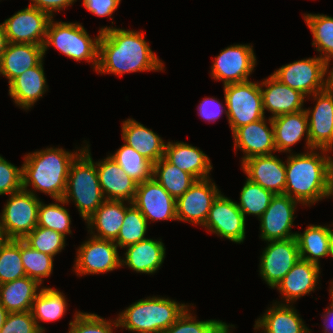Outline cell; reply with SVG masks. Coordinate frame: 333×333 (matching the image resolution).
<instances>
[{"label":"cell","instance_id":"cell-1","mask_svg":"<svg viewBox=\"0 0 333 333\" xmlns=\"http://www.w3.org/2000/svg\"><path fill=\"white\" fill-rule=\"evenodd\" d=\"M100 31L96 70L99 73L122 75L164 69L161 60L144 40L143 33L107 26Z\"/></svg>","mask_w":333,"mask_h":333},{"label":"cell","instance_id":"cell-2","mask_svg":"<svg viewBox=\"0 0 333 333\" xmlns=\"http://www.w3.org/2000/svg\"><path fill=\"white\" fill-rule=\"evenodd\" d=\"M312 149L309 153L290 154L286 166L285 195L303 205L333 196V160Z\"/></svg>","mask_w":333,"mask_h":333},{"label":"cell","instance_id":"cell-3","mask_svg":"<svg viewBox=\"0 0 333 333\" xmlns=\"http://www.w3.org/2000/svg\"><path fill=\"white\" fill-rule=\"evenodd\" d=\"M80 152H68L60 148L29 153L24 158L23 189L29 185L35 190L50 195L53 199H61L66 190L69 167Z\"/></svg>","mask_w":333,"mask_h":333},{"label":"cell","instance_id":"cell-4","mask_svg":"<svg viewBox=\"0 0 333 333\" xmlns=\"http://www.w3.org/2000/svg\"><path fill=\"white\" fill-rule=\"evenodd\" d=\"M89 146L80 149V153L72 161L66 183V190L56 202L68 204L73 199L81 217L86 221L105 201L95 162H93Z\"/></svg>","mask_w":333,"mask_h":333},{"label":"cell","instance_id":"cell-5","mask_svg":"<svg viewBox=\"0 0 333 333\" xmlns=\"http://www.w3.org/2000/svg\"><path fill=\"white\" fill-rule=\"evenodd\" d=\"M188 306L158 296L141 299L120 313L118 327L137 333H163Z\"/></svg>","mask_w":333,"mask_h":333},{"label":"cell","instance_id":"cell-6","mask_svg":"<svg viewBox=\"0 0 333 333\" xmlns=\"http://www.w3.org/2000/svg\"><path fill=\"white\" fill-rule=\"evenodd\" d=\"M99 31L98 37L91 39L87 31L80 23L53 22L50 20L46 38L43 44L45 55L49 45L55 46L61 53L76 61L87 60L92 62L95 71L98 67L99 53Z\"/></svg>","mask_w":333,"mask_h":333},{"label":"cell","instance_id":"cell-7","mask_svg":"<svg viewBox=\"0 0 333 333\" xmlns=\"http://www.w3.org/2000/svg\"><path fill=\"white\" fill-rule=\"evenodd\" d=\"M224 95L229 125L232 133L243 125L264 118L261 86L246 81L224 85Z\"/></svg>","mask_w":333,"mask_h":333},{"label":"cell","instance_id":"cell-8","mask_svg":"<svg viewBox=\"0 0 333 333\" xmlns=\"http://www.w3.org/2000/svg\"><path fill=\"white\" fill-rule=\"evenodd\" d=\"M33 191L12 193L4 205L0 221L8 239H24L37 226L41 201Z\"/></svg>","mask_w":333,"mask_h":333},{"label":"cell","instance_id":"cell-9","mask_svg":"<svg viewBox=\"0 0 333 333\" xmlns=\"http://www.w3.org/2000/svg\"><path fill=\"white\" fill-rule=\"evenodd\" d=\"M328 63L319 56L302 59L284 65L272 75L282 84L300 91L303 95L314 94L327 88Z\"/></svg>","mask_w":333,"mask_h":333},{"label":"cell","instance_id":"cell-10","mask_svg":"<svg viewBox=\"0 0 333 333\" xmlns=\"http://www.w3.org/2000/svg\"><path fill=\"white\" fill-rule=\"evenodd\" d=\"M52 17L33 6L18 11L3 22L8 43L44 44Z\"/></svg>","mask_w":333,"mask_h":333},{"label":"cell","instance_id":"cell-11","mask_svg":"<svg viewBox=\"0 0 333 333\" xmlns=\"http://www.w3.org/2000/svg\"><path fill=\"white\" fill-rule=\"evenodd\" d=\"M256 65V56L251 45H231L216 56L211 75L222 80L224 85L249 81Z\"/></svg>","mask_w":333,"mask_h":333},{"label":"cell","instance_id":"cell-12","mask_svg":"<svg viewBox=\"0 0 333 333\" xmlns=\"http://www.w3.org/2000/svg\"><path fill=\"white\" fill-rule=\"evenodd\" d=\"M113 240L98 239L93 236L78 249L75 261L77 275L100 274L113 271L121 266V258Z\"/></svg>","mask_w":333,"mask_h":333},{"label":"cell","instance_id":"cell-13","mask_svg":"<svg viewBox=\"0 0 333 333\" xmlns=\"http://www.w3.org/2000/svg\"><path fill=\"white\" fill-rule=\"evenodd\" d=\"M270 242V243H269ZM260 258V275L274 288L300 259L296 237L268 241Z\"/></svg>","mask_w":333,"mask_h":333},{"label":"cell","instance_id":"cell-14","mask_svg":"<svg viewBox=\"0 0 333 333\" xmlns=\"http://www.w3.org/2000/svg\"><path fill=\"white\" fill-rule=\"evenodd\" d=\"M313 96L317 100L314 109L305 110L308 116L309 142L314 149L325 154L333 149V87L328 86Z\"/></svg>","mask_w":333,"mask_h":333},{"label":"cell","instance_id":"cell-15","mask_svg":"<svg viewBox=\"0 0 333 333\" xmlns=\"http://www.w3.org/2000/svg\"><path fill=\"white\" fill-rule=\"evenodd\" d=\"M220 194L210 177L196 180L190 188L176 200V217L180 221L204 225L213 201Z\"/></svg>","mask_w":333,"mask_h":333},{"label":"cell","instance_id":"cell-16","mask_svg":"<svg viewBox=\"0 0 333 333\" xmlns=\"http://www.w3.org/2000/svg\"><path fill=\"white\" fill-rule=\"evenodd\" d=\"M245 219L236 202L220 193L213 201L203 227L217 236L241 243L245 239Z\"/></svg>","mask_w":333,"mask_h":333},{"label":"cell","instance_id":"cell-17","mask_svg":"<svg viewBox=\"0 0 333 333\" xmlns=\"http://www.w3.org/2000/svg\"><path fill=\"white\" fill-rule=\"evenodd\" d=\"M298 202L285 194H276L272 197L266 211L259 221L261 239L267 241L284 240L296 237L291 227L294 221V211Z\"/></svg>","mask_w":333,"mask_h":333},{"label":"cell","instance_id":"cell-18","mask_svg":"<svg viewBox=\"0 0 333 333\" xmlns=\"http://www.w3.org/2000/svg\"><path fill=\"white\" fill-rule=\"evenodd\" d=\"M132 203L147 221L177 220L176 200L153 178L137 184Z\"/></svg>","mask_w":333,"mask_h":333},{"label":"cell","instance_id":"cell-19","mask_svg":"<svg viewBox=\"0 0 333 333\" xmlns=\"http://www.w3.org/2000/svg\"><path fill=\"white\" fill-rule=\"evenodd\" d=\"M247 178L259 184L274 195L284 194L286 187V166L273 154L253 156L242 162Z\"/></svg>","mask_w":333,"mask_h":333},{"label":"cell","instance_id":"cell-20","mask_svg":"<svg viewBox=\"0 0 333 333\" xmlns=\"http://www.w3.org/2000/svg\"><path fill=\"white\" fill-rule=\"evenodd\" d=\"M268 120L271 128L267 126L264 117L233 132L234 147L245 154L242 162L253 156L271 155L272 151H276L272 118Z\"/></svg>","mask_w":333,"mask_h":333},{"label":"cell","instance_id":"cell-21","mask_svg":"<svg viewBox=\"0 0 333 333\" xmlns=\"http://www.w3.org/2000/svg\"><path fill=\"white\" fill-rule=\"evenodd\" d=\"M95 165L105 200H124L132 203L138 183L126 174L110 156Z\"/></svg>","mask_w":333,"mask_h":333},{"label":"cell","instance_id":"cell-22","mask_svg":"<svg viewBox=\"0 0 333 333\" xmlns=\"http://www.w3.org/2000/svg\"><path fill=\"white\" fill-rule=\"evenodd\" d=\"M264 80L260 83L263 109L271 112V118L304 110L303 103L306 96L300 91L282 84L273 75ZM262 86H265V89Z\"/></svg>","mask_w":333,"mask_h":333},{"label":"cell","instance_id":"cell-23","mask_svg":"<svg viewBox=\"0 0 333 333\" xmlns=\"http://www.w3.org/2000/svg\"><path fill=\"white\" fill-rule=\"evenodd\" d=\"M319 274L320 265L300 258L274 288H277L283 294L286 303L290 304L315 290Z\"/></svg>","mask_w":333,"mask_h":333},{"label":"cell","instance_id":"cell-24","mask_svg":"<svg viewBox=\"0 0 333 333\" xmlns=\"http://www.w3.org/2000/svg\"><path fill=\"white\" fill-rule=\"evenodd\" d=\"M164 158L196 180L209 178L208 174L213 168L209 157L203 151L184 142H168L165 145Z\"/></svg>","mask_w":333,"mask_h":333},{"label":"cell","instance_id":"cell-25","mask_svg":"<svg viewBox=\"0 0 333 333\" xmlns=\"http://www.w3.org/2000/svg\"><path fill=\"white\" fill-rule=\"evenodd\" d=\"M43 46L35 44L8 43L0 60V74L9 83L43 60Z\"/></svg>","mask_w":333,"mask_h":333},{"label":"cell","instance_id":"cell-26","mask_svg":"<svg viewBox=\"0 0 333 333\" xmlns=\"http://www.w3.org/2000/svg\"><path fill=\"white\" fill-rule=\"evenodd\" d=\"M276 151L290 152V147L305 136L307 148L314 149L309 142L308 116L304 110L296 113L282 114L272 118Z\"/></svg>","mask_w":333,"mask_h":333},{"label":"cell","instance_id":"cell-27","mask_svg":"<svg viewBox=\"0 0 333 333\" xmlns=\"http://www.w3.org/2000/svg\"><path fill=\"white\" fill-rule=\"evenodd\" d=\"M122 138L125 144L135 149L152 164L164 157L166 143L136 120L127 119L122 124Z\"/></svg>","mask_w":333,"mask_h":333},{"label":"cell","instance_id":"cell-28","mask_svg":"<svg viewBox=\"0 0 333 333\" xmlns=\"http://www.w3.org/2000/svg\"><path fill=\"white\" fill-rule=\"evenodd\" d=\"M125 260L121 266L127 265L137 273L153 274L165 259V247L162 241L146 238L126 247Z\"/></svg>","mask_w":333,"mask_h":333},{"label":"cell","instance_id":"cell-29","mask_svg":"<svg viewBox=\"0 0 333 333\" xmlns=\"http://www.w3.org/2000/svg\"><path fill=\"white\" fill-rule=\"evenodd\" d=\"M42 62L9 83V95L22 109L31 108L46 92L47 85Z\"/></svg>","mask_w":333,"mask_h":333},{"label":"cell","instance_id":"cell-30","mask_svg":"<svg viewBox=\"0 0 333 333\" xmlns=\"http://www.w3.org/2000/svg\"><path fill=\"white\" fill-rule=\"evenodd\" d=\"M126 214L124 200H105L86 223L92 236L98 239L115 240ZM97 235L94 234L93 228Z\"/></svg>","mask_w":333,"mask_h":333},{"label":"cell","instance_id":"cell-31","mask_svg":"<svg viewBox=\"0 0 333 333\" xmlns=\"http://www.w3.org/2000/svg\"><path fill=\"white\" fill-rule=\"evenodd\" d=\"M268 310L255 321L254 330L263 328L264 333H310L292 306L275 303Z\"/></svg>","mask_w":333,"mask_h":333},{"label":"cell","instance_id":"cell-32","mask_svg":"<svg viewBox=\"0 0 333 333\" xmlns=\"http://www.w3.org/2000/svg\"><path fill=\"white\" fill-rule=\"evenodd\" d=\"M40 284L27 276L0 285V304L8 313L31 311Z\"/></svg>","mask_w":333,"mask_h":333},{"label":"cell","instance_id":"cell-33","mask_svg":"<svg viewBox=\"0 0 333 333\" xmlns=\"http://www.w3.org/2000/svg\"><path fill=\"white\" fill-rule=\"evenodd\" d=\"M332 234V229L321 225H309L304 233H296L300 258L319 265V258L330 255Z\"/></svg>","mask_w":333,"mask_h":333},{"label":"cell","instance_id":"cell-34","mask_svg":"<svg viewBox=\"0 0 333 333\" xmlns=\"http://www.w3.org/2000/svg\"><path fill=\"white\" fill-rule=\"evenodd\" d=\"M152 178L175 200L181 197L196 181L191 174L180 170L164 157L153 164Z\"/></svg>","mask_w":333,"mask_h":333},{"label":"cell","instance_id":"cell-35","mask_svg":"<svg viewBox=\"0 0 333 333\" xmlns=\"http://www.w3.org/2000/svg\"><path fill=\"white\" fill-rule=\"evenodd\" d=\"M65 299L63 293L56 289L41 288L34 299L31 312L42 333L45 330L39 325V321L51 322L60 319L66 313L67 302Z\"/></svg>","mask_w":333,"mask_h":333},{"label":"cell","instance_id":"cell-36","mask_svg":"<svg viewBox=\"0 0 333 333\" xmlns=\"http://www.w3.org/2000/svg\"><path fill=\"white\" fill-rule=\"evenodd\" d=\"M303 17L313 34L312 45L316 46V50L321 53L319 57L326 61L329 67L333 58V17L311 13Z\"/></svg>","mask_w":333,"mask_h":333},{"label":"cell","instance_id":"cell-37","mask_svg":"<svg viewBox=\"0 0 333 333\" xmlns=\"http://www.w3.org/2000/svg\"><path fill=\"white\" fill-rule=\"evenodd\" d=\"M110 157L135 182L141 183L152 178L153 164L127 144L122 145Z\"/></svg>","mask_w":333,"mask_h":333},{"label":"cell","instance_id":"cell-38","mask_svg":"<svg viewBox=\"0 0 333 333\" xmlns=\"http://www.w3.org/2000/svg\"><path fill=\"white\" fill-rule=\"evenodd\" d=\"M128 203L130 206H126L122 227L114 240L115 244L120 248H125L146 239L145 234L148 221L133 203Z\"/></svg>","mask_w":333,"mask_h":333},{"label":"cell","instance_id":"cell-39","mask_svg":"<svg viewBox=\"0 0 333 333\" xmlns=\"http://www.w3.org/2000/svg\"><path fill=\"white\" fill-rule=\"evenodd\" d=\"M273 196L271 191L247 178L240 193V203L236 202V204L244 216L251 214L260 218L268 208Z\"/></svg>","mask_w":333,"mask_h":333},{"label":"cell","instance_id":"cell-40","mask_svg":"<svg viewBox=\"0 0 333 333\" xmlns=\"http://www.w3.org/2000/svg\"><path fill=\"white\" fill-rule=\"evenodd\" d=\"M20 253L26 276L42 285V278L49 277L53 269V256L41 253L20 240Z\"/></svg>","mask_w":333,"mask_h":333},{"label":"cell","instance_id":"cell-41","mask_svg":"<svg viewBox=\"0 0 333 333\" xmlns=\"http://www.w3.org/2000/svg\"><path fill=\"white\" fill-rule=\"evenodd\" d=\"M26 276L20 253V240L9 239L0 248V285Z\"/></svg>","mask_w":333,"mask_h":333},{"label":"cell","instance_id":"cell-42","mask_svg":"<svg viewBox=\"0 0 333 333\" xmlns=\"http://www.w3.org/2000/svg\"><path fill=\"white\" fill-rule=\"evenodd\" d=\"M23 240L37 251L53 257L65 247L63 234L40 226H36Z\"/></svg>","mask_w":333,"mask_h":333},{"label":"cell","instance_id":"cell-43","mask_svg":"<svg viewBox=\"0 0 333 333\" xmlns=\"http://www.w3.org/2000/svg\"><path fill=\"white\" fill-rule=\"evenodd\" d=\"M71 218L66 208L59 203L43 204L38 208L37 226L57 231L64 236L71 234Z\"/></svg>","mask_w":333,"mask_h":333},{"label":"cell","instance_id":"cell-44","mask_svg":"<svg viewBox=\"0 0 333 333\" xmlns=\"http://www.w3.org/2000/svg\"><path fill=\"white\" fill-rule=\"evenodd\" d=\"M223 323L219 320L196 321V318L186 308L163 333H215Z\"/></svg>","mask_w":333,"mask_h":333},{"label":"cell","instance_id":"cell-45","mask_svg":"<svg viewBox=\"0 0 333 333\" xmlns=\"http://www.w3.org/2000/svg\"><path fill=\"white\" fill-rule=\"evenodd\" d=\"M69 325L68 333H112V326L118 327V320L112 322L94 313L76 312L74 321H71Z\"/></svg>","mask_w":333,"mask_h":333},{"label":"cell","instance_id":"cell-46","mask_svg":"<svg viewBox=\"0 0 333 333\" xmlns=\"http://www.w3.org/2000/svg\"><path fill=\"white\" fill-rule=\"evenodd\" d=\"M23 170L0 156V195H10L23 189Z\"/></svg>","mask_w":333,"mask_h":333},{"label":"cell","instance_id":"cell-47","mask_svg":"<svg viewBox=\"0 0 333 333\" xmlns=\"http://www.w3.org/2000/svg\"><path fill=\"white\" fill-rule=\"evenodd\" d=\"M0 333H42L31 311L8 313Z\"/></svg>","mask_w":333,"mask_h":333},{"label":"cell","instance_id":"cell-48","mask_svg":"<svg viewBox=\"0 0 333 333\" xmlns=\"http://www.w3.org/2000/svg\"><path fill=\"white\" fill-rule=\"evenodd\" d=\"M121 0H83V5L91 13L106 17L111 16Z\"/></svg>","mask_w":333,"mask_h":333},{"label":"cell","instance_id":"cell-49","mask_svg":"<svg viewBox=\"0 0 333 333\" xmlns=\"http://www.w3.org/2000/svg\"><path fill=\"white\" fill-rule=\"evenodd\" d=\"M199 115L206 121H215L223 113V106L215 98H204L198 106Z\"/></svg>","mask_w":333,"mask_h":333},{"label":"cell","instance_id":"cell-50","mask_svg":"<svg viewBox=\"0 0 333 333\" xmlns=\"http://www.w3.org/2000/svg\"><path fill=\"white\" fill-rule=\"evenodd\" d=\"M30 6L46 12L53 18V12L72 5L76 0H31Z\"/></svg>","mask_w":333,"mask_h":333},{"label":"cell","instance_id":"cell-51","mask_svg":"<svg viewBox=\"0 0 333 333\" xmlns=\"http://www.w3.org/2000/svg\"><path fill=\"white\" fill-rule=\"evenodd\" d=\"M8 45V40L5 32V28L3 24H0V60L2 57V54L6 50V47Z\"/></svg>","mask_w":333,"mask_h":333},{"label":"cell","instance_id":"cell-52","mask_svg":"<svg viewBox=\"0 0 333 333\" xmlns=\"http://www.w3.org/2000/svg\"><path fill=\"white\" fill-rule=\"evenodd\" d=\"M328 310L326 311V314H324L323 315V317H324V325L326 326H324V328H325V330H324V333H328L329 331H330V328H333V325H332V323H333V321H331V320H329V317H331V318H333V308L332 307H330V308H327ZM328 321H329V323L332 325V326H330V324L328 325L327 323H328ZM331 321V322H330ZM328 325V326H327Z\"/></svg>","mask_w":333,"mask_h":333},{"label":"cell","instance_id":"cell-53","mask_svg":"<svg viewBox=\"0 0 333 333\" xmlns=\"http://www.w3.org/2000/svg\"><path fill=\"white\" fill-rule=\"evenodd\" d=\"M2 223L0 221V248L8 241Z\"/></svg>","mask_w":333,"mask_h":333},{"label":"cell","instance_id":"cell-54","mask_svg":"<svg viewBox=\"0 0 333 333\" xmlns=\"http://www.w3.org/2000/svg\"><path fill=\"white\" fill-rule=\"evenodd\" d=\"M7 314H8L7 310L0 304V329L5 322Z\"/></svg>","mask_w":333,"mask_h":333},{"label":"cell","instance_id":"cell-55","mask_svg":"<svg viewBox=\"0 0 333 333\" xmlns=\"http://www.w3.org/2000/svg\"><path fill=\"white\" fill-rule=\"evenodd\" d=\"M234 325H227L225 322L216 330L215 333H231L229 327Z\"/></svg>","mask_w":333,"mask_h":333},{"label":"cell","instance_id":"cell-56","mask_svg":"<svg viewBox=\"0 0 333 333\" xmlns=\"http://www.w3.org/2000/svg\"><path fill=\"white\" fill-rule=\"evenodd\" d=\"M328 73H329V74H327L328 75V77H327V79H328V85L330 87H333V68Z\"/></svg>","mask_w":333,"mask_h":333},{"label":"cell","instance_id":"cell-57","mask_svg":"<svg viewBox=\"0 0 333 333\" xmlns=\"http://www.w3.org/2000/svg\"><path fill=\"white\" fill-rule=\"evenodd\" d=\"M332 284H333V282H331ZM330 295H331V304H330V307H332L333 308V285L331 286V288H330Z\"/></svg>","mask_w":333,"mask_h":333},{"label":"cell","instance_id":"cell-58","mask_svg":"<svg viewBox=\"0 0 333 333\" xmlns=\"http://www.w3.org/2000/svg\"><path fill=\"white\" fill-rule=\"evenodd\" d=\"M330 256L333 257V234H332V239H331V251H330Z\"/></svg>","mask_w":333,"mask_h":333}]
</instances>
